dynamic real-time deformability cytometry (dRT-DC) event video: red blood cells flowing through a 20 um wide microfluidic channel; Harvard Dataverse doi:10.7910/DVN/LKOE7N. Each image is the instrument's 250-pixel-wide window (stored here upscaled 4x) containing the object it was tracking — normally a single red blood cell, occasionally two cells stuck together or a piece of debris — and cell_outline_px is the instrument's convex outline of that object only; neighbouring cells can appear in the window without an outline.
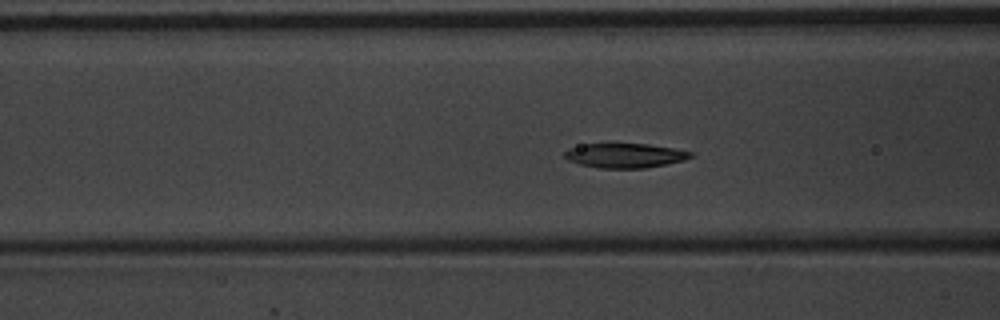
{"species": "common noctule bat (a hibernating species)", "species_latin": "Nyctalus noctula", "temperature_condition": "warm", "stored_images_in_passage": 38, "segment_of_instrument_passage": [1, 2], "camera_frame_rate_fps": 3000, "um_per_image_px": 0.085, "animal": {"sex": "male", "body_mass_g": 20.1, "forearm_length_mm": 53.5}, "frame": {"image": 1, "passage_image": 4, "time_ms": 1.0, "image_size_px": [1000, 320], "cell_outline_px": [[692, 156], [684, 160], [644, 168], [600, 168], [580, 164], [568, 160], [564, 156], [564, 152], [568, 148], [584, 144], [648, 144], [672, 148], [692, 152]], "centroid_in_image_um": [53.08, 13.22], "position_along_channel_um": 113.5, "area_um2": 17.74}}
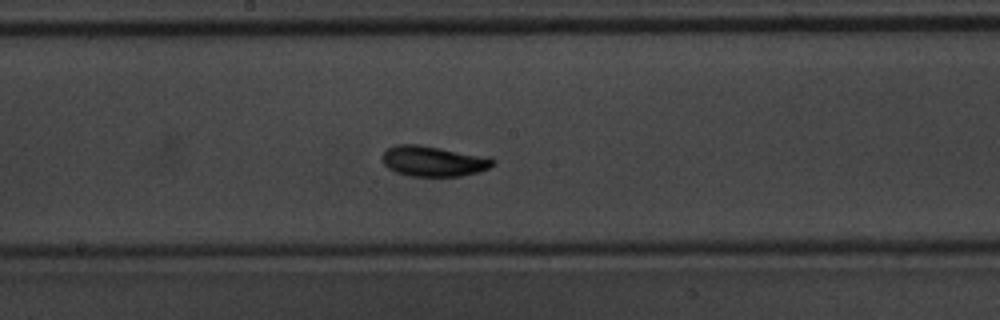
{"frame": {"image": 2, "passage_image": 12, "time_ms": 3.667, "image_size_px": [1000, 320], "cell_outline_px": [[496, 164], [480, 172], [460, 176], [408, 176], [396, 172], [388, 168], [384, 164], [380, 156], [388, 148], [396, 144], [420, 144], [492, 156], [496, 160]], "centroid_in_image_um": [36.9, 13.68], "position_along_channel_um": 211.3, "area_um2": 20.23}}
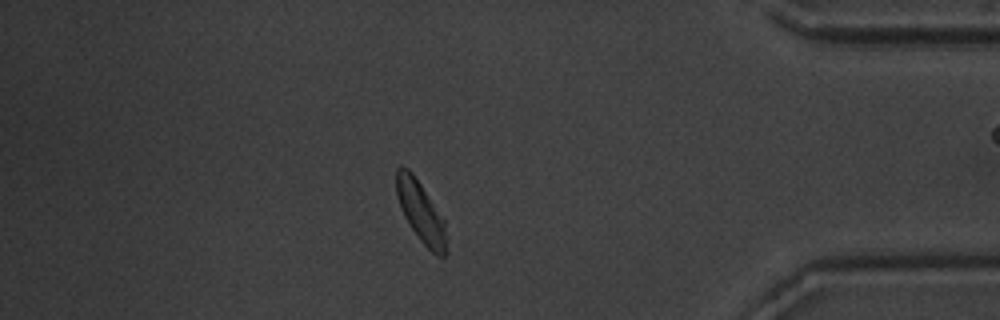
{"frame": {"image": 3, "passage_image": 30, "time_ms": 9.667, "image_size_px": [1000, 320], "cell_outline_px": [[448, 252], [444, 256], [436, 256], [420, 240], [408, 224], [404, 216], [396, 196], [396, 168], [400, 164], [408, 168], [412, 172], [444, 220], [448, 236]], "centroid_in_image_um": [35.78, 18.05], "position_along_channel_um": 399.4, "area_um2": 17.98}}